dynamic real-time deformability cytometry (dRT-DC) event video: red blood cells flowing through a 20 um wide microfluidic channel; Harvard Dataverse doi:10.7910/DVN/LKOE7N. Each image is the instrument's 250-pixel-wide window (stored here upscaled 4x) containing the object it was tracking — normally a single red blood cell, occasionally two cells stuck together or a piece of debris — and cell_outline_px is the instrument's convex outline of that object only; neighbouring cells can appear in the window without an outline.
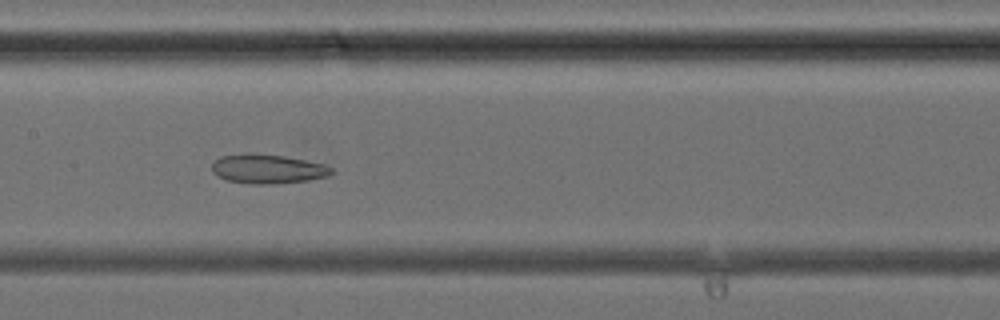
{"species": "common noctule bat (a hibernating species)", "species_latin": "Nyctalus noctula", "temperature_condition": "cold", "stored_images_in_passage": 42, "camera_frame_rate_fps": 3000, "um_per_image_px": 0.085, "animal": {"sex": "female", "body_mass_g": 24.6, "forearm_length_mm": 56.2}, "frame": {"image": 1, "passage_image": 21, "time_ms": 6.667, "image_size_px": [1000, 320], "cell_outline_px": [[332, 172], [328, 176], [308, 180], [276, 184], [252, 184], [228, 180], [216, 176], [212, 172], [212, 164], [220, 156], [248, 152], [284, 156], [324, 164], [332, 168]], "centroid_in_image_um": [22.72, 14.35], "position_along_channel_um": 184.7, "area_um2": 20.46}}
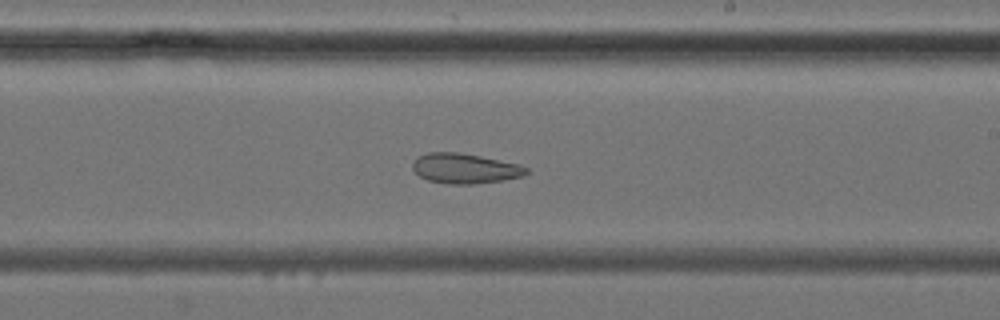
{"frame": {"image": 2, "passage_image": 25, "time_ms": 8.0, "image_size_px": [1000, 320], "cell_outline_px": [[528, 172], [524, 176], [504, 180], [472, 184], [448, 184], [428, 180], [420, 176], [412, 168], [412, 164], [416, 156], [428, 152], [460, 152], [520, 164], [528, 168]], "centroid_in_image_um": [39.52, 14.31], "position_along_channel_um": 249.5, "area_um2": 20.06}}
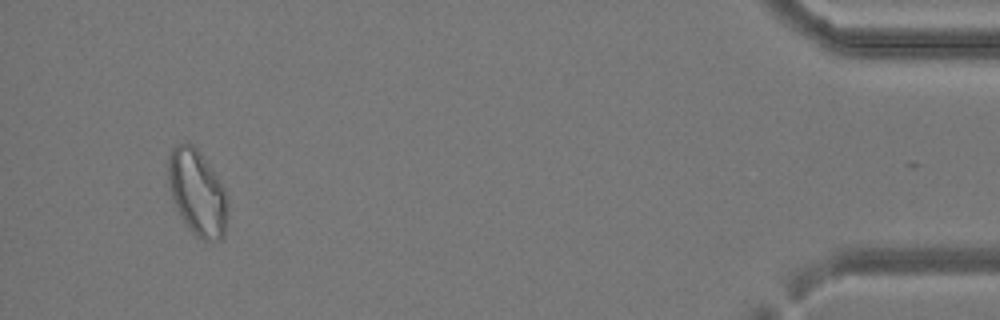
{"frame": {"image": 3, "passage_image": 40, "time_ms": 13.0, "image_size_px": [1000, 320], "cell_outline_px": [[228, 216], [224, 240], [200, 240], [188, 228], [180, 216], [172, 200], [168, 180], [168, 156], [172, 148], [180, 144], [192, 144], [200, 152], [224, 188], [228, 204]], "centroid_in_image_um": [16.78, 16.43], "position_along_channel_um": 418.4, "area_um2": 29.82}}